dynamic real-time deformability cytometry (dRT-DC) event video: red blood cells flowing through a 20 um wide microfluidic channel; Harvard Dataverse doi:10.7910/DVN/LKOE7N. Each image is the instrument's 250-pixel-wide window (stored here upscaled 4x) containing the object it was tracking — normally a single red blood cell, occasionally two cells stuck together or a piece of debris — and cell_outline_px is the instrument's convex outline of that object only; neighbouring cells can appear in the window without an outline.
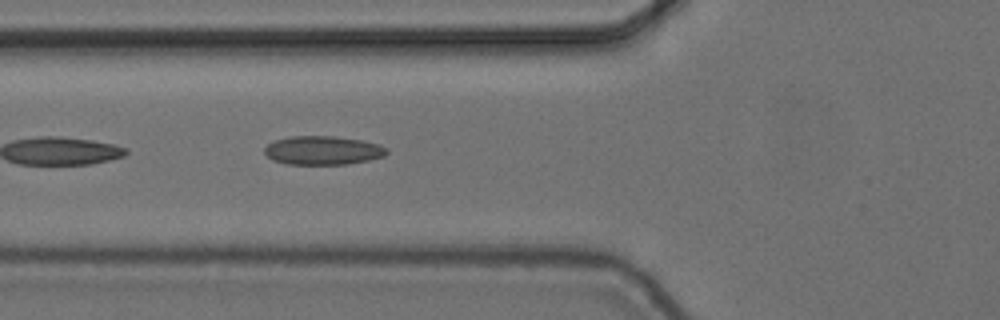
{"species": "common noctule bat (a hibernating species)", "species_latin": "Nyctalus noctula", "temperature_condition": "cold", "stored_images_in_passage": 56, "camera_frame_rate_fps": 3000, "um_per_image_px": 0.085, "animal": {"sex": "female", "body_mass_g": 24.6, "forearm_length_mm": 56.2}, "frame": {"image": 1, "passage_image": 21, "time_ms": 6.667, "image_size_px": [1000, 320], "cell_outline_px": [[388, 152], [384, 156], [368, 160], [348, 164], [288, 164], [272, 160], [264, 152], [264, 148], [268, 144], [276, 140], [292, 136], [336, 136], [364, 140], [380, 144], [388, 148]], "centroid_in_image_um": [27.48, 12.77], "position_along_channel_um": 98.3, "area_um2": 20.58}}
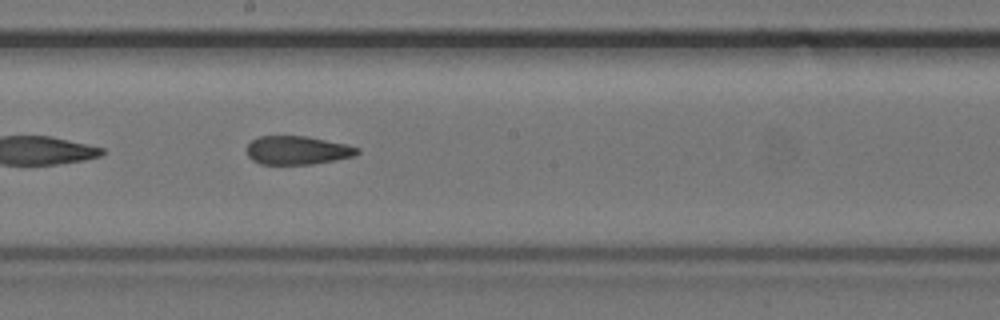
{"frame": {"image": 2, "passage_image": 31, "time_ms": 10.0, "image_size_px": [1000, 320], "cell_outline_px": [[360, 152], [356, 156], [312, 164], [260, 164], [252, 160], [248, 156], [248, 144], [252, 140], [260, 136], [308, 136], [348, 144], [360, 148]], "centroid_in_image_um": [25.33, 12.77], "position_along_channel_um": 222.9, "area_um2": 18.5}}
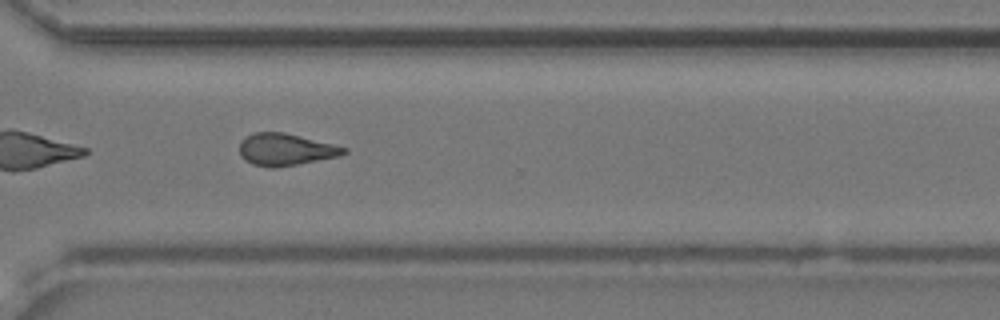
{"frame": {"image": 3, "passage_image": 41, "time_ms": 13.333, "image_size_px": [1000, 320], "cell_outline_px": [[348, 152], [340, 156], [276, 168], [268, 168], [252, 164], [244, 160], [240, 156], [240, 140], [252, 132], [284, 132], [348, 148]], "centroid_in_image_um": [24.24, 12.71], "position_along_channel_um": 346.4, "area_um2": 19.59}, "authors_computed_cell_mechanics": {"area_um2": 19.5364, "velocity_mm_per_s": 3.7155, "shape_relaxation_time_tau1_ms": null, "shape_relaxation_time_tau2_ms": 3.1394, "deformation_change_tau1": null, "deformation_change_tau2": 0.1046}}